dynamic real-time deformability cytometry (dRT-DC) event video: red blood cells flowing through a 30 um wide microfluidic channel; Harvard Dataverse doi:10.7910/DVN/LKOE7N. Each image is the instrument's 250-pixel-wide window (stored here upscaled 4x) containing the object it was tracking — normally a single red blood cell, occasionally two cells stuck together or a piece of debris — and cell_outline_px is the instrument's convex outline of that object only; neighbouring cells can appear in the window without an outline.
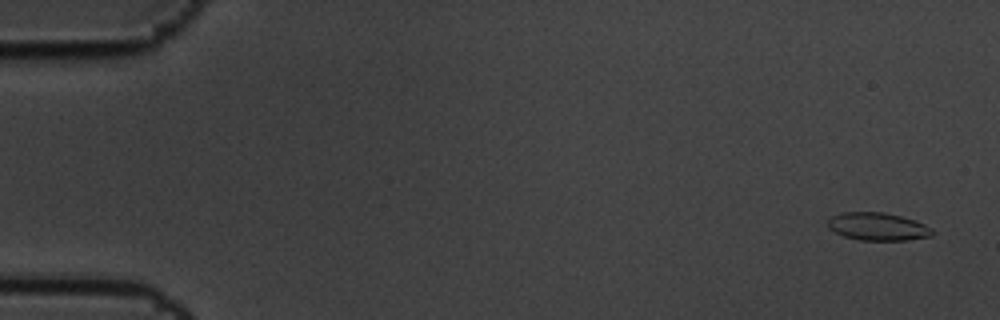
{"species": "common noctule bat (a hibernating species)", "species_latin": "Nyctalus noctula", "temperature_condition": "cold", "stored_images_in_passage": 5, "camera_frame_rate_fps": 3000, "um_per_image_px": 0.085, "animal": {"sex": "male", "body_mass_g": 19.5, "forearm_length_mm": 54.6}, "frame": {"image": 1, "passage_image": 1, "time_ms": 0.0, "image_size_px": [1000, 320], "cell_outline_px": [[936, 232], [932, 236], [908, 240], [860, 240], [844, 236], [828, 228], [828, 220], [832, 216], [840, 212], [884, 212], [916, 220], [932, 228]], "centroid_in_image_um": [74.64, 19.26], "position_along_channel_um": 10.4, "area_um2": 17.05}}